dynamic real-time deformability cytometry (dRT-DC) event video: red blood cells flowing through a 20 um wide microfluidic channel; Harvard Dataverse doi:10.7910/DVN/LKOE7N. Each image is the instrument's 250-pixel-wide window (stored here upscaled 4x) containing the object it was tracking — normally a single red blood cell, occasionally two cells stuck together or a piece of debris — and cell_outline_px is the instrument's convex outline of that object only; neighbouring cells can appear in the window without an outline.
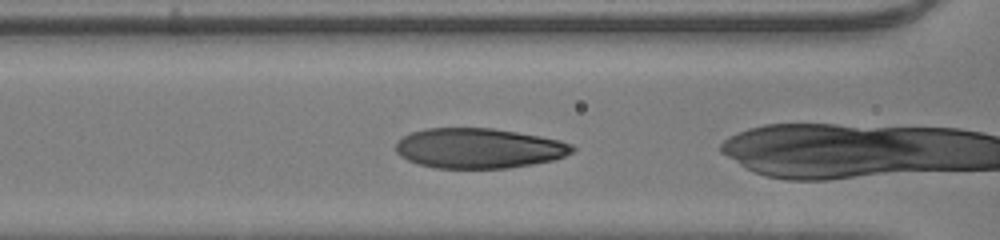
{"species": "human", "species_latin": "Homo sapiens", "temperature_condition": "room temperature", "stored_images_in_passage": 9, "camera_frame_rate_fps": 3000, "um_per_image_px": 0.085, "donor": {"sex": "male"}, "frame": {"image": 1, "passage_image": 7, "time_ms": 2.0, "image_size_px": [1000, 240], "cell_outline_px": [[576, 148], [572, 152], [556, 160], [508, 168], [436, 168], [420, 164], [408, 160], [400, 156], [396, 152], [396, 144], [404, 136], [412, 132], [424, 128], [492, 128], [540, 136], [560, 140], [572, 144]], "centroid_in_image_um": [40.72, 12.6], "position_along_channel_um": 125.9, "area_um2": 41.21}}